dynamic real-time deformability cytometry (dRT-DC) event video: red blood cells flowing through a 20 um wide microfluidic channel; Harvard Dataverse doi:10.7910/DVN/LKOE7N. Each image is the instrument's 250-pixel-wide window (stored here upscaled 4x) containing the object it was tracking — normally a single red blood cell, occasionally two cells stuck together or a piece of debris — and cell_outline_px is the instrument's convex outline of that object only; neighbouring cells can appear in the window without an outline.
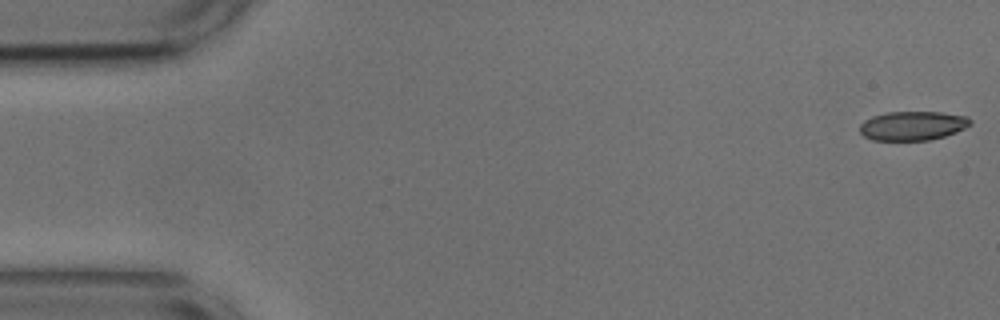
{"species": "common noctule bat (a hibernating species)", "species_latin": "Nyctalus noctula", "temperature_condition": "cold", "stored_images_in_passage": 53, "camera_frame_rate_fps": 3000, "um_per_image_px": 0.085, "animal": {"sex": "male", "body_mass_g": 17.9, "forearm_length_mm": 54.2}, "frame": {"image": 1, "passage_image": 1, "time_ms": 0.0, "image_size_px": [1000, 320], "cell_outline_px": [[972, 124], [956, 132], [944, 136], [928, 140], [872, 140], [864, 136], [860, 132], [860, 124], [864, 120], [872, 116], [888, 112], [940, 112], [968, 116], [972, 120]], "centroid_in_image_um": [77.58, 10.68], "position_along_channel_um": 7.4, "area_um2": 18.79}}
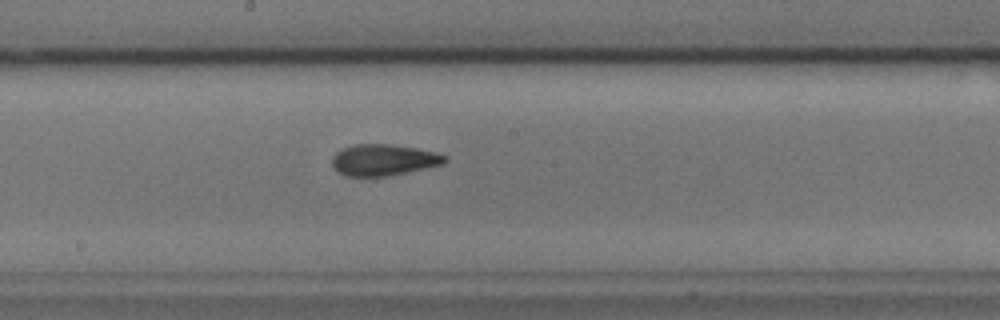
{"frame": {"image": 2, "passage_image": 28, "time_ms": 9.0, "image_size_px": [1000, 320], "cell_outline_px": [[448, 160], [444, 164], [388, 176], [344, 176], [336, 172], [332, 168], [332, 156], [336, 152], [344, 148], [356, 144], [388, 144], [416, 148], [436, 152], [448, 156]], "centroid_in_image_um": [32.59, 13.6], "position_along_channel_um": 215.6, "area_um2": 20.75}}
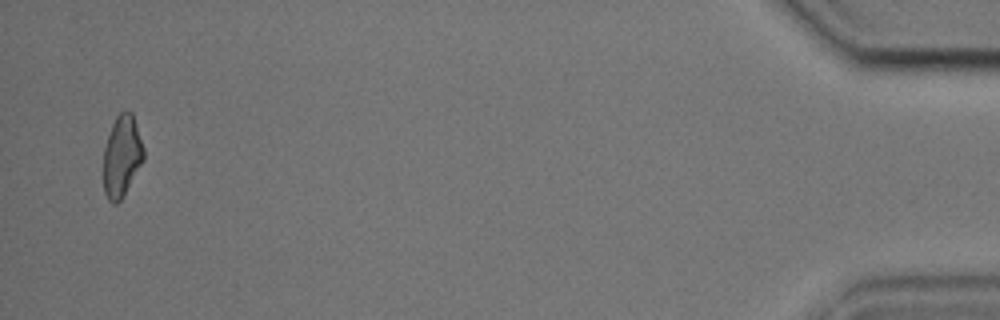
{"frame": {"image": 3, "passage_image": 52, "time_ms": 17.0, "image_size_px": [1000, 320], "cell_outline_px": [[144, 160], [120, 200], [116, 204], [112, 204], [108, 200], [104, 192], [104, 148], [112, 124], [116, 116], [124, 108], [128, 108], [132, 112], [144, 148]], "centroid_in_image_um": [10.36, 13.23], "position_along_channel_um": 424.8, "area_um2": 19.07}, "authors_computed_cell_mechanics": {"area_um2": 20.0566, "velocity_mm_per_s": 3.7058, "shape_relaxation_time_tau1_ms": 4.9731, "shape_relaxation_time_tau2_ms": 2.704, "deformation_change_tau1": 0.1294, "deformation_change_tau2": 0.0777}}